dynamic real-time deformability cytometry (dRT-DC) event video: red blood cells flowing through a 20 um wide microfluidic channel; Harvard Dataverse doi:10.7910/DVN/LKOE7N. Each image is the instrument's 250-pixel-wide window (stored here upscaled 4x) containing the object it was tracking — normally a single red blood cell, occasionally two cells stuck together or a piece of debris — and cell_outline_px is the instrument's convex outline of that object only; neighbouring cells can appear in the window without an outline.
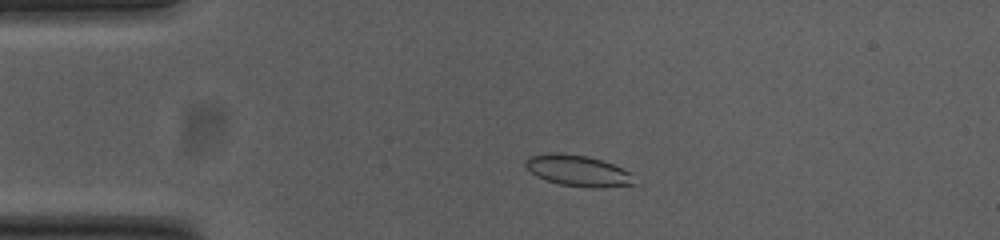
{"species": "common noctule bat (a hibernating species)", "species_latin": "Nyctalus noctula", "temperature_condition": "cold", "stored_images_in_passage": 50, "camera_frame_rate_fps": 3000, "um_per_image_px": 0.085, "animal": {"sex": "female", "body_mass_g": 23.0, "forearm_length_mm": 53.4}, "frame": {"image": 1, "passage_image": 8, "time_ms": 2.333, "image_size_px": [1000, 240], "cell_outline_px": [[640, 184], [596, 188], [560, 184], [536, 176], [524, 164], [524, 160], [528, 156], [548, 152], [556, 152], [588, 156], [612, 164], [632, 172]], "centroid_in_image_um": [49.18, 14.5], "position_along_channel_um": 35.8, "area_um2": 19.94}}
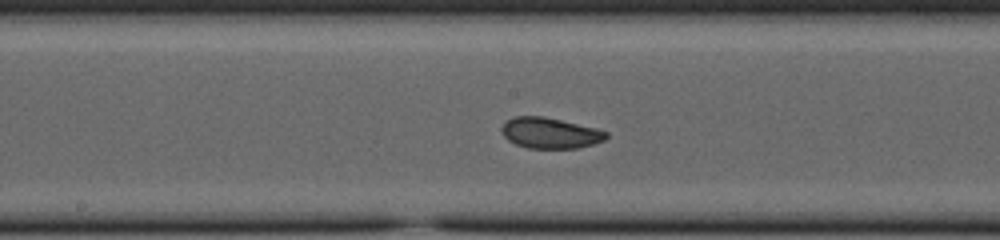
{"frame": {"image": 2, "passage_image": 24, "time_ms": 7.667, "image_size_px": [1000, 240], "cell_outline_px": [[608, 136], [604, 140], [580, 148], [528, 148], [516, 144], [508, 140], [504, 136], [500, 128], [508, 120], [516, 116], [544, 116], [596, 128], [608, 132]], "centroid_in_image_um": [46.77, 11.31], "position_along_channel_um": 201.4, "area_um2": 18.67}}
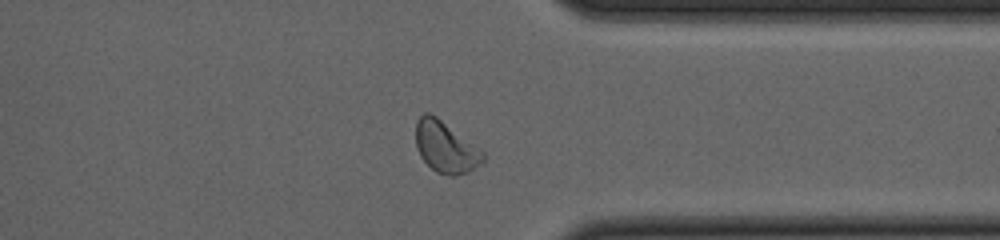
{"frame": {"image": 3, "passage_image": 38, "time_ms": 12.333, "image_size_px": [1000, 240], "cell_outline_px": [[484, 160], [480, 164], [468, 172], [456, 176], [448, 176], [436, 172], [420, 156], [416, 148], [416, 120], [424, 112], [428, 112], [436, 116], [484, 152]], "centroid_in_image_um": [37.85, 12.51], "position_along_channel_um": 373.5, "area_um2": 19.94}, "authors_computed_cell_mechanics": {"area_um2": 19.2763, "velocity_mm_per_s": 3.7807, "shape_relaxation_time_tau1_ms": 4.7583, "shape_relaxation_time_tau2_ms": 1.5842, "deformation_change_tau1": 0.1072, "deformation_change_tau2": 0.0502}}